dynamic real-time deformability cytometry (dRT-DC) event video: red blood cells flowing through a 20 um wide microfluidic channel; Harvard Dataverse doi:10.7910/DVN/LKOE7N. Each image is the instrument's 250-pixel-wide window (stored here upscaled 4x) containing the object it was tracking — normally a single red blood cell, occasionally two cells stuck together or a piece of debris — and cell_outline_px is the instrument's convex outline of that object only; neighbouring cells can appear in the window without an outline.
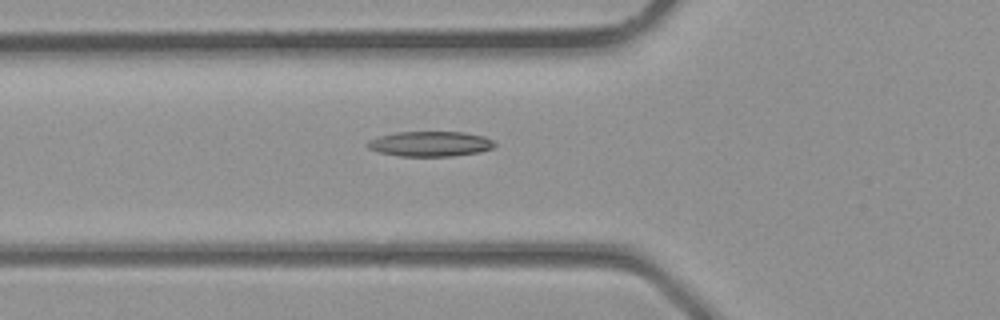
{"species": "common noctule bat (a hibernating species)", "species_latin": "Nyctalus noctula", "temperature_condition": "room temperature", "stored_images_in_passage": 3, "camera_frame_rate_fps": 3000, "um_per_image_px": 0.085, "animal": {"sex": "male", "body_mass_g": 23.1, "forearm_length_mm": 52.7}, "frame": {"image": 1, "passage_image": 2, "time_ms": 0.333, "image_size_px": [1000, 320], "cell_outline_px": [[496, 144], [492, 148], [480, 152], [452, 156], [400, 156], [380, 152], [368, 148], [364, 144], [368, 140], [380, 136], [400, 132], [464, 132], [484, 136], [492, 140]], "centroid_in_image_um": [36.57, 12.23], "position_along_channel_um": 89.2, "area_um2": 18.55}}